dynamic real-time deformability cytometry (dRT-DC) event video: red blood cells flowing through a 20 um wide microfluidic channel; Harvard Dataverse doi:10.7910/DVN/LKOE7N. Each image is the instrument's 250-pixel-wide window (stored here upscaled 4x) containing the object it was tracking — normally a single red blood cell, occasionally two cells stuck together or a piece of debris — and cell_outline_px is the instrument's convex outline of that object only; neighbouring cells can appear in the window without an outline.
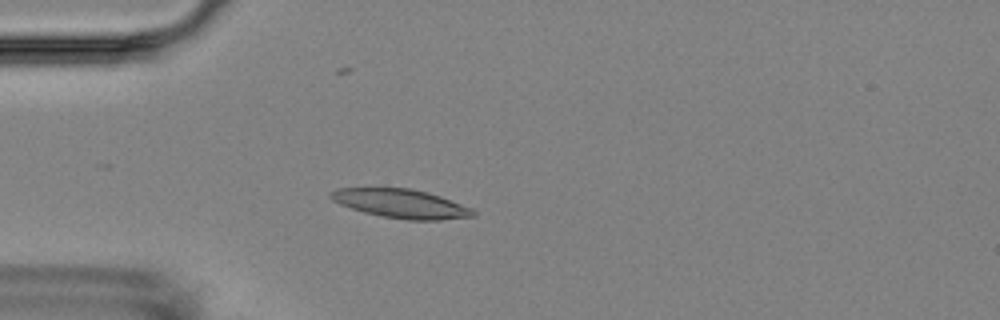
{"species": "Egyptian fruit bat (a non-hibernating species)", "species_latin": "Rousettus aegyptiacus", "temperature_condition": "room temperature", "stored_images_in_passage": 4, "camera_frame_rate_fps": 3000, "um_per_image_px": 0.085, "animal": {"sex": "female"}, "frame": {"image": 1, "passage_image": 3, "time_ms": 2.333, "image_size_px": [1000, 320], "cell_outline_px": [[476, 216], [440, 220], [408, 220], [384, 216], [364, 212], [340, 204], [332, 200], [328, 196], [328, 192], [336, 188], [412, 188], [428, 192], [440, 196], [472, 208], [476, 212]], "centroid_in_image_um": [34.09, 17.3], "position_along_channel_um": 50.9, "area_um2": 23.99}}